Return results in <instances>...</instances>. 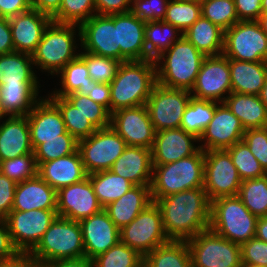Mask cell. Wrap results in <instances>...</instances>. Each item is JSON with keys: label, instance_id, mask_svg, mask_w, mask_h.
<instances>
[{"label": "cell", "instance_id": "f5cc1de1", "mask_svg": "<svg viewBox=\"0 0 267 267\" xmlns=\"http://www.w3.org/2000/svg\"><path fill=\"white\" fill-rule=\"evenodd\" d=\"M243 141L267 172V127L247 129Z\"/></svg>", "mask_w": 267, "mask_h": 267}, {"label": "cell", "instance_id": "c3c4849f", "mask_svg": "<svg viewBox=\"0 0 267 267\" xmlns=\"http://www.w3.org/2000/svg\"><path fill=\"white\" fill-rule=\"evenodd\" d=\"M97 128L110 126L111 113L102 105L91 100L87 95L73 92L65 96Z\"/></svg>", "mask_w": 267, "mask_h": 267}, {"label": "cell", "instance_id": "03108f58", "mask_svg": "<svg viewBox=\"0 0 267 267\" xmlns=\"http://www.w3.org/2000/svg\"><path fill=\"white\" fill-rule=\"evenodd\" d=\"M0 267H41L29 254H19L15 259L0 262Z\"/></svg>", "mask_w": 267, "mask_h": 267}, {"label": "cell", "instance_id": "bcb514c9", "mask_svg": "<svg viewBox=\"0 0 267 267\" xmlns=\"http://www.w3.org/2000/svg\"><path fill=\"white\" fill-rule=\"evenodd\" d=\"M201 13L224 31L239 21L234 0H204Z\"/></svg>", "mask_w": 267, "mask_h": 267}, {"label": "cell", "instance_id": "cb8c5ba5", "mask_svg": "<svg viewBox=\"0 0 267 267\" xmlns=\"http://www.w3.org/2000/svg\"><path fill=\"white\" fill-rule=\"evenodd\" d=\"M36 164L37 175L56 191L80 182L88 175L84 169L79 150L65 157L47 162H36Z\"/></svg>", "mask_w": 267, "mask_h": 267}, {"label": "cell", "instance_id": "680465c9", "mask_svg": "<svg viewBox=\"0 0 267 267\" xmlns=\"http://www.w3.org/2000/svg\"><path fill=\"white\" fill-rule=\"evenodd\" d=\"M132 0H95L96 14L112 15L131 12Z\"/></svg>", "mask_w": 267, "mask_h": 267}, {"label": "cell", "instance_id": "8992f818", "mask_svg": "<svg viewBox=\"0 0 267 267\" xmlns=\"http://www.w3.org/2000/svg\"><path fill=\"white\" fill-rule=\"evenodd\" d=\"M257 221L238 196L211 201L209 229L227 240L241 245L254 238Z\"/></svg>", "mask_w": 267, "mask_h": 267}, {"label": "cell", "instance_id": "603a6c76", "mask_svg": "<svg viewBox=\"0 0 267 267\" xmlns=\"http://www.w3.org/2000/svg\"><path fill=\"white\" fill-rule=\"evenodd\" d=\"M197 141L198 138L181 128L155 132L151 149L153 165H163L193 155L199 149L194 146Z\"/></svg>", "mask_w": 267, "mask_h": 267}, {"label": "cell", "instance_id": "83f0119b", "mask_svg": "<svg viewBox=\"0 0 267 267\" xmlns=\"http://www.w3.org/2000/svg\"><path fill=\"white\" fill-rule=\"evenodd\" d=\"M34 154L27 115L9 116L0 124V162Z\"/></svg>", "mask_w": 267, "mask_h": 267}, {"label": "cell", "instance_id": "ac0fdd59", "mask_svg": "<svg viewBox=\"0 0 267 267\" xmlns=\"http://www.w3.org/2000/svg\"><path fill=\"white\" fill-rule=\"evenodd\" d=\"M102 209L88 176L57 191L56 210L59 217L79 222Z\"/></svg>", "mask_w": 267, "mask_h": 267}, {"label": "cell", "instance_id": "e575fe53", "mask_svg": "<svg viewBox=\"0 0 267 267\" xmlns=\"http://www.w3.org/2000/svg\"><path fill=\"white\" fill-rule=\"evenodd\" d=\"M143 267H192L186 241H169L144 257Z\"/></svg>", "mask_w": 267, "mask_h": 267}, {"label": "cell", "instance_id": "7c38bea8", "mask_svg": "<svg viewBox=\"0 0 267 267\" xmlns=\"http://www.w3.org/2000/svg\"><path fill=\"white\" fill-rule=\"evenodd\" d=\"M242 180L225 150L204 151V186L210 201L219 197L237 196Z\"/></svg>", "mask_w": 267, "mask_h": 267}, {"label": "cell", "instance_id": "8c879c8a", "mask_svg": "<svg viewBox=\"0 0 267 267\" xmlns=\"http://www.w3.org/2000/svg\"><path fill=\"white\" fill-rule=\"evenodd\" d=\"M176 1L192 2V3L201 4L204 0H176Z\"/></svg>", "mask_w": 267, "mask_h": 267}, {"label": "cell", "instance_id": "44dd1931", "mask_svg": "<svg viewBox=\"0 0 267 267\" xmlns=\"http://www.w3.org/2000/svg\"><path fill=\"white\" fill-rule=\"evenodd\" d=\"M27 119L33 150L42 144V140L63 139L67 132L58 107L49 98H41Z\"/></svg>", "mask_w": 267, "mask_h": 267}, {"label": "cell", "instance_id": "91938a15", "mask_svg": "<svg viewBox=\"0 0 267 267\" xmlns=\"http://www.w3.org/2000/svg\"><path fill=\"white\" fill-rule=\"evenodd\" d=\"M19 254L12 243L6 221L0 219V262L15 259Z\"/></svg>", "mask_w": 267, "mask_h": 267}, {"label": "cell", "instance_id": "6125c7cd", "mask_svg": "<svg viewBox=\"0 0 267 267\" xmlns=\"http://www.w3.org/2000/svg\"><path fill=\"white\" fill-rule=\"evenodd\" d=\"M14 51L9 19L0 17V55Z\"/></svg>", "mask_w": 267, "mask_h": 267}, {"label": "cell", "instance_id": "a7ac6f4b", "mask_svg": "<svg viewBox=\"0 0 267 267\" xmlns=\"http://www.w3.org/2000/svg\"><path fill=\"white\" fill-rule=\"evenodd\" d=\"M259 98L267 108V75L265 78V83L260 91Z\"/></svg>", "mask_w": 267, "mask_h": 267}, {"label": "cell", "instance_id": "7a4b0ae2", "mask_svg": "<svg viewBox=\"0 0 267 267\" xmlns=\"http://www.w3.org/2000/svg\"><path fill=\"white\" fill-rule=\"evenodd\" d=\"M157 84L154 59L121 62L110 82V113L145 105Z\"/></svg>", "mask_w": 267, "mask_h": 267}, {"label": "cell", "instance_id": "4fadbf2b", "mask_svg": "<svg viewBox=\"0 0 267 267\" xmlns=\"http://www.w3.org/2000/svg\"><path fill=\"white\" fill-rule=\"evenodd\" d=\"M57 216V210L11 211L5 221L19 253L29 254Z\"/></svg>", "mask_w": 267, "mask_h": 267}, {"label": "cell", "instance_id": "8d00e7d4", "mask_svg": "<svg viewBox=\"0 0 267 267\" xmlns=\"http://www.w3.org/2000/svg\"><path fill=\"white\" fill-rule=\"evenodd\" d=\"M180 35V36H179ZM175 26L159 21H149L145 24L146 59H155L182 37Z\"/></svg>", "mask_w": 267, "mask_h": 267}, {"label": "cell", "instance_id": "94428289", "mask_svg": "<svg viewBox=\"0 0 267 267\" xmlns=\"http://www.w3.org/2000/svg\"><path fill=\"white\" fill-rule=\"evenodd\" d=\"M30 9V0H0V17L9 19Z\"/></svg>", "mask_w": 267, "mask_h": 267}, {"label": "cell", "instance_id": "ee69618b", "mask_svg": "<svg viewBox=\"0 0 267 267\" xmlns=\"http://www.w3.org/2000/svg\"><path fill=\"white\" fill-rule=\"evenodd\" d=\"M201 15V4L170 0L163 21L184 33Z\"/></svg>", "mask_w": 267, "mask_h": 267}, {"label": "cell", "instance_id": "b9f144b4", "mask_svg": "<svg viewBox=\"0 0 267 267\" xmlns=\"http://www.w3.org/2000/svg\"><path fill=\"white\" fill-rule=\"evenodd\" d=\"M93 267H143L144 257L122 242L93 260Z\"/></svg>", "mask_w": 267, "mask_h": 267}, {"label": "cell", "instance_id": "d4e9b609", "mask_svg": "<svg viewBox=\"0 0 267 267\" xmlns=\"http://www.w3.org/2000/svg\"><path fill=\"white\" fill-rule=\"evenodd\" d=\"M145 24L132 12L117 14L120 62L146 60Z\"/></svg>", "mask_w": 267, "mask_h": 267}, {"label": "cell", "instance_id": "4316f807", "mask_svg": "<svg viewBox=\"0 0 267 267\" xmlns=\"http://www.w3.org/2000/svg\"><path fill=\"white\" fill-rule=\"evenodd\" d=\"M110 170L134 185H151L152 151L144 147L127 146Z\"/></svg>", "mask_w": 267, "mask_h": 267}, {"label": "cell", "instance_id": "1f68e13d", "mask_svg": "<svg viewBox=\"0 0 267 267\" xmlns=\"http://www.w3.org/2000/svg\"><path fill=\"white\" fill-rule=\"evenodd\" d=\"M228 60L232 92L259 95L267 75V62Z\"/></svg>", "mask_w": 267, "mask_h": 267}, {"label": "cell", "instance_id": "89a4df30", "mask_svg": "<svg viewBox=\"0 0 267 267\" xmlns=\"http://www.w3.org/2000/svg\"><path fill=\"white\" fill-rule=\"evenodd\" d=\"M257 22L259 23L261 29L267 34V13H262Z\"/></svg>", "mask_w": 267, "mask_h": 267}, {"label": "cell", "instance_id": "7bdbcfd3", "mask_svg": "<svg viewBox=\"0 0 267 267\" xmlns=\"http://www.w3.org/2000/svg\"><path fill=\"white\" fill-rule=\"evenodd\" d=\"M225 150L230 154L242 181L267 174L243 140Z\"/></svg>", "mask_w": 267, "mask_h": 267}, {"label": "cell", "instance_id": "30bf717a", "mask_svg": "<svg viewBox=\"0 0 267 267\" xmlns=\"http://www.w3.org/2000/svg\"><path fill=\"white\" fill-rule=\"evenodd\" d=\"M127 147L125 140L111 127L97 129L78 140V150L87 174L110 170Z\"/></svg>", "mask_w": 267, "mask_h": 267}, {"label": "cell", "instance_id": "6f0895ef", "mask_svg": "<svg viewBox=\"0 0 267 267\" xmlns=\"http://www.w3.org/2000/svg\"><path fill=\"white\" fill-rule=\"evenodd\" d=\"M239 21H257L262 14L261 0H234Z\"/></svg>", "mask_w": 267, "mask_h": 267}, {"label": "cell", "instance_id": "11a10c76", "mask_svg": "<svg viewBox=\"0 0 267 267\" xmlns=\"http://www.w3.org/2000/svg\"><path fill=\"white\" fill-rule=\"evenodd\" d=\"M17 183L0 172V219L5 220L12 211Z\"/></svg>", "mask_w": 267, "mask_h": 267}, {"label": "cell", "instance_id": "6da1fadb", "mask_svg": "<svg viewBox=\"0 0 267 267\" xmlns=\"http://www.w3.org/2000/svg\"><path fill=\"white\" fill-rule=\"evenodd\" d=\"M164 232L169 241H188L209 229L211 201L203 187L159 198Z\"/></svg>", "mask_w": 267, "mask_h": 267}, {"label": "cell", "instance_id": "db71d44e", "mask_svg": "<svg viewBox=\"0 0 267 267\" xmlns=\"http://www.w3.org/2000/svg\"><path fill=\"white\" fill-rule=\"evenodd\" d=\"M242 265H260L267 267V242L252 238L241 245Z\"/></svg>", "mask_w": 267, "mask_h": 267}, {"label": "cell", "instance_id": "753ad0ef", "mask_svg": "<svg viewBox=\"0 0 267 267\" xmlns=\"http://www.w3.org/2000/svg\"><path fill=\"white\" fill-rule=\"evenodd\" d=\"M242 267H265L260 265H242Z\"/></svg>", "mask_w": 267, "mask_h": 267}, {"label": "cell", "instance_id": "816d5d0a", "mask_svg": "<svg viewBox=\"0 0 267 267\" xmlns=\"http://www.w3.org/2000/svg\"><path fill=\"white\" fill-rule=\"evenodd\" d=\"M170 0H132L131 12L144 22L163 20Z\"/></svg>", "mask_w": 267, "mask_h": 267}, {"label": "cell", "instance_id": "34e18365", "mask_svg": "<svg viewBox=\"0 0 267 267\" xmlns=\"http://www.w3.org/2000/svg\"><path fill=\"white\" fill-rule=\"evenodd\" d=\"M4 114H3V112L1 111V106H0V119L2 120V118H4Z\"/></svg>", "mask_w": 267, "mask_h": 267}, {"label": "cell", "instance_id": "7dc6e473", "mask_svg": "<svg viewBox=\"0 0 267 267\" xmlns=\"http://www.w3.org/2000/svg\"><path fill=\"white\" fill-rule=\"evenodd\" d=\"M78 150V140L68 131L63 134V139L42 140L34 150L36 162H47L68 156Z\"/></svg>", "mask_w": 267, "mask_h": 267}, {"label": "cell", "instance_id": "74e56055", "mask_svg": "<svg viewBox=\"0 0 267 267\" xmlns=\"http://www.w3.org/2000/svg\"><path fill=\"white\" fill-rule=\"evenodd\" d=\"M217 104L216 101L191 96L182 116L180 128L199 139L212 120Z\"/></svg>", "mask_w": 267, "mask_h": 267}, {"label": "cell", "instance_id": "2644e50d", "mask_svg": "<svg viewBox=\"0 0 267 267\" xmlns=\"http://www.w3.org/2000/svg\"><path fill=\"white\" fill-rule=\"evenodd\" d=\"M262 13H267V0H261Z\"/></svg>", "mask_w": 267, "mask_h": 267}, {"label": "cell", "instance_id": "2e32d148", "mask_svg": "<svg viewBox=\"0 0 267 267\" xmlns=\"http://www.w3.org/2000/svg\"><path fill=\"white\" fill-rule=\"evenodd\" d=\"M232 92L229 60L223 54L208 56L202 61L195 84L190 93L192 97L223 103V95ZM223 96V97H222Z\"/></svg>", "mask_w": 267, "mask_h": 267}, {"label": "cell", "instance_id": "e0dca14e", "mask_svg": "<svg viewBox=\"0 0 267 267\" xmlns=\"http://www.w3.org/2000/svg\"><path fill=\"white\" fill-rule=\"evenodd\" d=\"M110 126L127 146L152 149L155 130L146 105L121 108L111 113Z\"/></svg>", "mask_w": 267, "mask_h": 267}, {"label": "cell", "instance_id": "9c48e42d", "mask_svg": "<svg viewBox=\"0 0 267 267\" xmlns=\"http://www.w3.org/2000/svg\"><path fill=\"white\" fill-rule=\"evenodd\" d=\"M120 242L136 250L145 257L156 247L169 242L162 222V214L153 201L128 225L120 229Z\"/></svg>", "mask_w": 267, "mask_h": 267}, {"label": "cell", "instance_id": "ffe728a7", "mask_svg": "<svg viewBox=\"0 0 267 267\" xmlns=\"http://www.w3.org/2000/svg\"><path fill=\"white\" fill-rule=\"evenodd\" d=\"M79 224L83 236L85 257L90 260L103 254L120 241V229L104 209L79 221Z\"/></svg>", "mask_w": 267, "mask_h": 267}, {"label": "cell", "instance_id": "5bb4252c", "mask_svg": "<svg viewBox=\"0 0 267 267\" xmlns=\"http://www.w3.org/2000/svg\"><path fill=\"white\" fill-rule=\"evenodd\" d=\"M190 99L188 90L167 88L157 83L145 104L155 132L180 128Z\"/></svg>", "mask_w": 267, "mask_h": 267}, {"label": "cell", "instance_id": "9a60e30c", "mask_svg": "<svg viewBox=\"0 0 267 267\" xmlns=\"http://www.w3.org/2000/svg\"><path fill=\"white\" fill-rule=\"evenodd\" d=\"M81 48L84 51L120 61L117 37V14L98 15L79 25Z\"/></svg>", "mask_w": 267, "mask_h": 267}, {"label": "cell", "instance_id": "ba28073f", "mask_svg": "<svg viewBox=\"0 0 267 267\" xmlns=\"http://www.w3.org/2000/svg\"><path fill=\"white\" fill-rule=\"evenodd\" d=\"M192 267H242L241 246L210 229L186 241Z\"/></svg>", "mask_w": 267, "mask_h": 267}, {"label": "cell", "instance_id": "8fae6325", "mask_svg": "<svg viewBox=\"0 0 267 267\" xmlns=\"http://www.w3.org/2000/svg\"><path fill=\"white\" fill-rule=\"evenodd\" d=\"M223 55L239 61L267 62V34L257 21H238L224 31Z\"/></svg>", "mask_w": 267, "mask_h": 267}, {"label": "cell", "instance_id": "7402d4cb", "mask_svg": "<svg viewBox=\"0 0 267 267\" xmlns=\"http://www.w3.org/2000/svg\"><path fill=\"white\" fill-rule=\"evenodd\" d=\"M52 21L49 15L35 9L9 18L15 52L32 54Z\"/></svg>", "mask_w": 267, "mask_h": 267}, {"label": "cell", "instance_id": "4dcf8cb0", "mask_svg": "<svg viewBox=\"0 0 267 267\" xmlns=\"http://www.w3.org/2000/svg\"><path fill=\"white\" fill-rule=\"evenodd\" d=\"M223 103L241 121L245 130L267 127V108L259 95L231 92Z\"/></svg>", "mask_w": 267, "mask_h": 267}, {"label": "cell", "instance_id": "52a82bcc", "mask_svg": "<svg viewBox=\"0 0 267 267\" xmlns=\"http://www.w3.org/2000/svg\"><path fill=\"white\" fill-rule=\"evenodd\" d=\"M75 27L78 28L77 36L80 37L79 25L52 21L46 28L36 50L31 54L34 65L51 75L55 73L58 75L67 63L75 60L79 56V53L75 54L78 48L74 36L76 35Z\"/></svg>", "mask_w": 267, "mask_h": 267}, {"label": "cell", "instance_id": "003e7915", "mask_svg": "<svg viewBox=\"0 0 267 267\" xmlns=\"http://www.w3.org/2000/svg\"><path fill=\"white\" fill-rule=\"evenodd\" d=\"M255 238L267 242V216L258 218Z\"/></svg>", "mask_w": 267, "mask_h": 267}, {"label": "cell", "instance_id": "d6a6232c", "mask_svg": "<svg viewBox=\"0 0 267 267\" xmlns=\"http://www.w3.org/2000/svg\"><path fill=\"white\" fill-rule=\"evenodd\" d=\"M183 36L206 57L223 54L224 30L202 15Z\"/></svg>", "mask_w": 267, "mask_h": 267}, {"label": "cell", "instance_id": "d6986e66", "mask_svg": "<svg viewBox=\"0 0 267 267\" xmlns=\"http://www.w3.org/2000/svg\"><path fill=\"white\" fill-rule=\"evenodd\" d=\"M245 131L241 121L224 103H219L212 120L199 138L198 142L204 141V144L198 147L203 151L227 149L242 141Z\"/></svg>", "mask_w": 267, "mask_h": 267}, {"label": "cell", "instance_id": "277c9868", "mask_svg": "<svg viewBox=\"0 0 267 267\" xmlns=\"http://www.w3.org/2000/svg\"><path fill=\"white\" fill-rule=\"evenodd\" d=\"M204 186V151L163 165H153L151 196L159 198Z\"/></svg>", "mask_w": 267, "mask_h": 267}, {"label": "cell", "instance_id": "f907efd6", "mask_svg": "<svg viewBox=\"0 0 267 267\" xmlns=\"http://www.w3.org/2000/svg\"><path fill=\"white\" fill-rule=\"evenodd\" d=\"M0 172L16 183L31 179L37 175L34 154H26L0 162Z\"/></svg>", "mask_w": 267, "mask_h": 267}, {"label": "cell", "instance_id": "be15d7a7", "mask_svg": "<svg viewBox=\"0 0 267 267\" xmlns=\"http://www.w3.org/2000/svg\"><path fill=\"white\" fill-rule=\"evenodd\" d=\"M62 0H30L31 9L52 17L61 5Z\"/></svg>", "mask_w": 267, "mask_h": 267}, {"label": "cell", "instance_id": "5b68a950", "mask_svg": "<svg viewBox=\"0 0 267 267\" xmlns=\"http://www.w3.org/2000/svg\"><path fill=\"white\" fill-rule=\"evenodd\" d=\"M29 255L39 264L84 257L79 222L57 216Z\"/></svg>", "mask_w": 267, "mask_h": 267}, {"label": "cell", "instance_id": "836d02e7", "mask_svg": "<svg viewBox=\"0 0 267 267\" xmlns=\"http://www.w3.org/2000/svg\"><path fill=\"white\" fill-rule=\"evenodd\" d=\"M32 65L34 62L28 53L14 51L0 55V85L39 83Z\"/></svg>", "mask_w": 267, "mask_h": 267}, {"label": "cell", "instance_id": "ab89813d", "mask_svg": "<svg viewBox=\"0 0 267 267\" xmlns=\"http://www.w3.org/2000/svg\"><path fill=\"white\" fill-rule=\"evenodd\" d=\"M237 196L253 215L267 216V174L243 180Z\"/></svg>", "mask_w": 267, "mask_h": 267}, {"label": "cell", "instance_id": "484cf974", "mask_svg": "<svg viewBox=\"0 0 267 267\" xmlns=\"http://www.w3.org/2000/svg\"><path fill=\"white\" fill-rule=\"evenodd\" d=\"M56 210L57 191L38 175L17 183L12 211Z\"/></svg>", "mask_w": 267, "mask_h": 267}, {"label": "cell", "instance_id": "e7e4bbea", "mask_svg": "<svg viewBox=\"0 0 267 267\" xmlns=\"http://www.w3.org/2000/svg\"><path fill=\"white\" fill-rule=\"evenodd\" d=\"M41 267H93L92 260L87 257L76 259L57 260L50 263L40 264Z\"/></svg>", "mask_w": 267, "mask_h": 267}, {"label": "cell", "instance_id": "681fc988", "mask_svg": "<svg viewBox=\"0 0 267 267\" xmlns=\"http://www.w3.org/2000/svg\"><path fill=\"white\" fill-rule=\"evenodd\" d=\"M79 57L86 63L92 80L107 84L114 79L121 63L116 59L97 56L86 51L79 53Z\"/></svg>", "mask_w": 267, "mask_h": 267}, {"label": "cell", "instance_id": "f1b7e54d", "mask_svg": "<svg viewBox=\"0 0 267 267\" xmlns=\"http://www.w3.org/2000/svg\"><path fill=\"white\" fill-rule=\"evenodd\" d=\"M150 186L134 185L119 199L103 208L119 229L128 225L153 202Z\"/></svg>", "mask_w": 267, "mask_h": 267}, {"label": "cell", "instance_id": "3957f363", "mask_svg": "<svg viewBox=\"0 0 267 267\" xmlns=\"http://www.w3.org/2000/svg\"><path fill=\"white\" fill-rule=\"evenodd\" d=\"M205 57L182 35L154 59L157 83L167 88L191 91Z\"/></svg>", "mask_w": 267, "mask_h": 267}, {"label": "cell", "instance_id": "60d3db41", "mask_svg": "<svg viewBox=\"0 0 267 267\" xmlns=\"http://www.w3.org/2000/svg\"><path fill=\"white\" fill-rule=\"evenodd\" d=\"M58 74H61V87L63 89L53 91L50 96L65 97L78 90H86L92 81L86 63L79 56L67 63Z\"/></svg>", "mask_w": 267, "mask_h": 267}, {"label": "cell", "instance_id": "f6af8a7d", "mask_svg": "<svg viewBox=\"0 0 267 267\" xmlns=\"http://www.w3.org/2000/svg\"><path fill=\"white\" fill-rule=\"evenodd\" d=\"M95 14V0H62L59 10L51 18L56 23L80 25Z\"/></svg>", "mask_w": 267, "mask_h": 267}, {"label": "cell", "instance_id": "f546056e", "mask_svg": "<svg viewBox=\"0 0 267 267\" xmlns=\"http://www.w3.org/2000/svg\"><path fill=\"white\" fill-rule=\"evenodd\" d=\"M38 87V83L0 85V106L5 117L28 115L40 100Z\"/></svg>", "mask_w": 267, "mask_h": 267}, {"label": "cell", "instance_id": "f35d334b", "mask_svg": "<svg viewBox=\"0 0 267 267\" xmlns=\"http://www.w3.org/2000/svg\"><path fill=\"white\" fill-rule=\"evenodd\" d=\"M48 98L58 107L66 130L77 140L89 137L97 128L65 97L49 96Z\"/></svg>", "mask_w": 267, "mask_h": 267}, {"label": "cell", "instance_id": "d590c367", "mask_svg": "<svg viewBox=\"0 0 267 267\" xmlns=\"http://www.w3.org/2000/svg\"><path fill=\"white\" fill-rule=\"evenodd\" d=\"M93 185L100 205L104 208L124 195L134 184L129 180L114 174L111 170L87 175Z\"/></svg>", "mask_w": 267, "mask_h": 267}, {"label": "cell", "instance_id": "9f6ffc18", "mask_svg": "<svg viewBox=\"0 0 267 267\" xmlns=\"http://www.w3.org/2000/svg\"><path fill=\"white\" fill-rule=\"evenodd\" d=\"M77 93L87 95L91 100L104 106L110 112L109 84L92 80L86 90H78Z\"/></svg>", "mask_w": 267, "mask_h": 267}]
</instances>
